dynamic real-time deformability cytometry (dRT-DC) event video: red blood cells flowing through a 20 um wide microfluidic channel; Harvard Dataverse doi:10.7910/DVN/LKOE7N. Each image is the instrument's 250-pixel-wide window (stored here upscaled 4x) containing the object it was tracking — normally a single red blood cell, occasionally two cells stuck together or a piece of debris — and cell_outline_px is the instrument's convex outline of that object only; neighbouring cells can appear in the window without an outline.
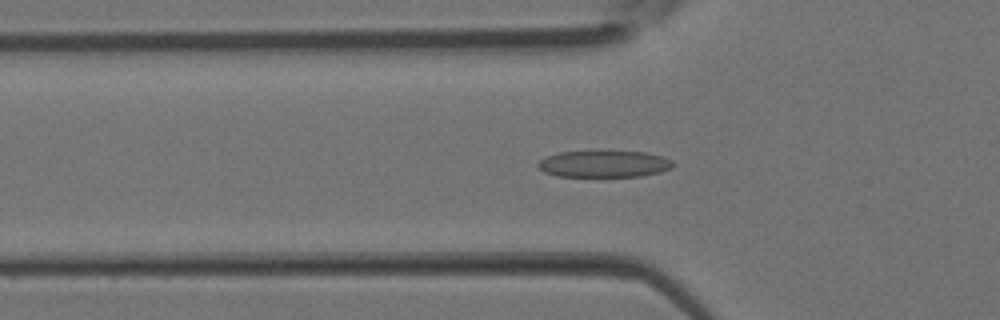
{"species": "Egyptian fruit bat (a non-hibernating species)", "species_latin": "Rousettus aegyptiacus", "temperature_condition": "room temperature", "stored_images_in_passage": 36, "camera_frame_rate_fps": 3000, "um_per_image_px": 0.085, "animal": {"sex": "female"}, "frame": {"image": 1, "passage_image": 12, "time_ms": 3.667, "image_size_px": [1000, 320], "cell_outline_px": [[672, 168], [660, 172], [640, 176], [556, 176], [544, 172], [536, 164], [544, 156], [560, 152], [644, 152], [664, 156], [672, 160]], "centroid_in_image_um": [51.33, 13.94], "position_along_channel_um": 74.5, "area_um2": 20.81}}
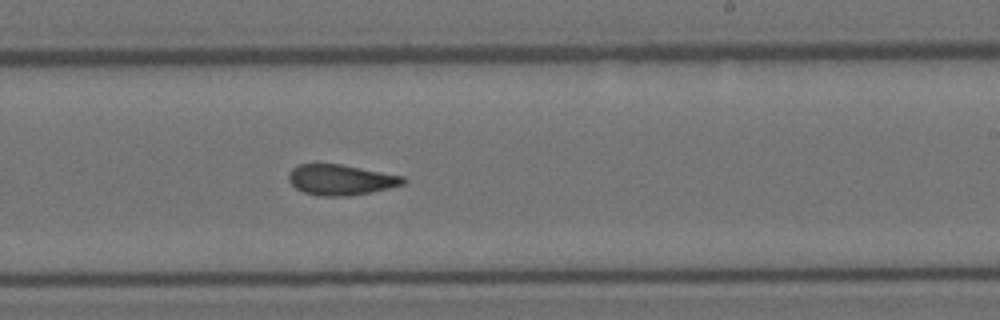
{"frame": {"image": 2, "passage_image": 22, "time_ms": 7.0, "image_size_px": [1000, 320], "cell_outline_px": [[408, 180], [404, 184], [372, 192], [348, 196], [320, 196], [304, 192], [296, 188], [288, 180], [288, 172], [292, 168], [300, 164], [340, 164], [404, 176]], "centroid_in_image_um": [28.97, 15.28], "position_along_channel_um": 260.0, "area_um2": 20.4}}
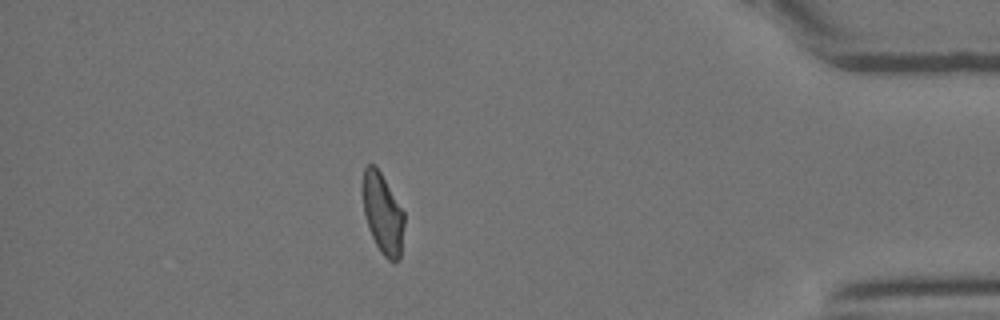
{"frame": {"image": 3, "passage_image": 32, "time_ms": 10.333, "image_size_px": [1000, 320], "cell_outline_px": [[404, 224], [400, 260], [388, 260], [380, 252], [368, 228], [364, 212], [360, 184], [364, 168], [368, 164], [376, 164], [404, 212]], "centroid_in_image_um": [32.5, 18.1], "position_along_channel_um": 402.7, "area_um2": 19.83}}